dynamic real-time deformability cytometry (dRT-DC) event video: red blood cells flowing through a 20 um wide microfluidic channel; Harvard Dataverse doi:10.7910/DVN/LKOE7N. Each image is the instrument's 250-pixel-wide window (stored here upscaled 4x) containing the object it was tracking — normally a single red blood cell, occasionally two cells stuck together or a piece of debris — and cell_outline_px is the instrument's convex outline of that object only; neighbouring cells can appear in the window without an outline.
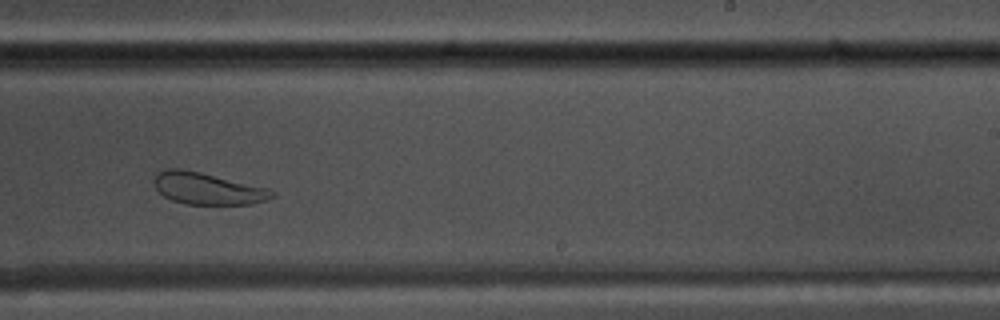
{"species": "common noctule bat (a hibernating species)", "species_latin": "Nyctalus noctula", "temperature_condition": "warm", "stored_images_in_passage": 44, "camera_frame_rate_fps": 3000, "um_per_image_px": 0.085, "animal": {"sex": "male", "body_mass_g": 17.5, "forearm_length_mm": 52.3}, "frame": {"image": 1, "passage_image": 24, "time_ms": 7.667, "image_size_px": [1000, 320], "cell_outline_px": [[276, 196], [268, 200], [252, 204], [184, 204], [172, 200], [164, 196], [152, 184], [152, 180], [156, 172], [168, 168], [180, 168], [200, 172], [268, 188], [276, 192]], "centroid_in_image_um": [17.62, 16.02], "position_along_channel_um": 271.4, "area_um2": 22.08}}
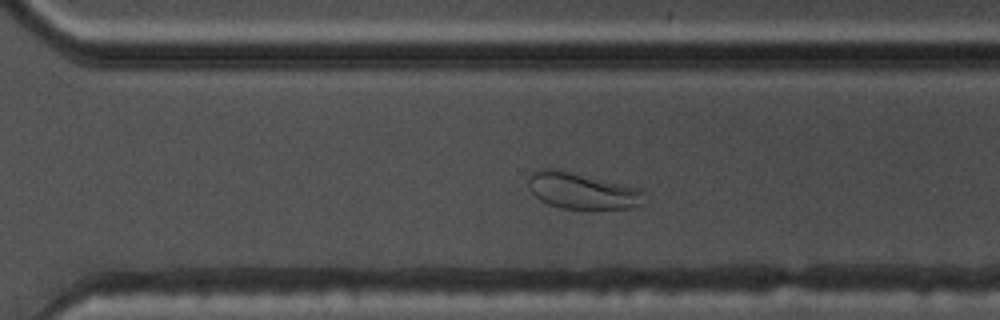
{"frame": {"image": 2, "passage_image": 28, "time_ms": 9.0, "image_size_px": [1000, 320], "cell_outline_px": [[644, 204], [632, 208], [592, 212], [560, 208], [548, 204], [540, 200], [532, 192], [528, 184], [528, 176], [532, 172], [540, 168], [560, 168], [644, 188]], "centroid_in_image_um": [49.56, 16.24], "position_along_channel_um": 321.0, "area_um2": 26.24}}
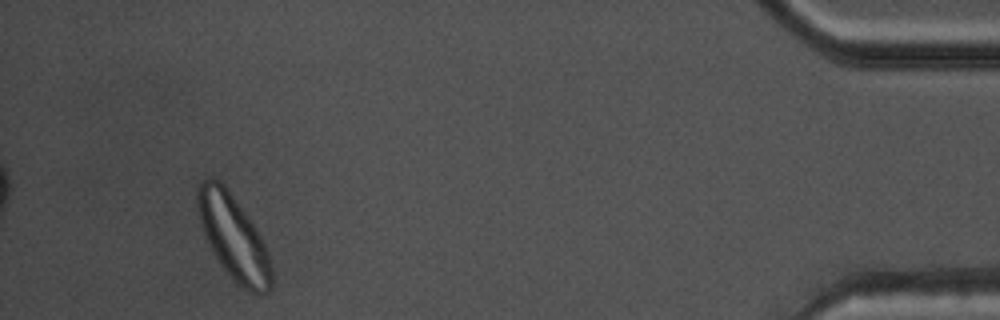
{"frame": {"image": 3, "passage_image": 41, "time_ms": 13.333, "image_size_px": [1000, 320], "cell_outline_px": [[272, 288], [264, 296], [256, 296], [248, 292], [236, 284], [224, 268], [216, 256], [204, 236], [200, 224], [196, 204], [196, 188], [204, 180], [220, 180], [224, 184], [248, 216], [256, 228], [268, 252], [272, 268]], "centroid_in_image_um": [19.87, 20.23], "position_along_channel_um": 415.3, "area_um2": 36.65}, "authors_computed_cell_mechanics": {"area_um2": 26.877, "velocity_mm_per_s": 3.7299, "shape_relaxation_time_tau1_ms": null, "shape_relaxation_time_tau2_ms": 1.2912, "deformation_change_tau1": null, "deformation_change_tau2": 0.0766}}